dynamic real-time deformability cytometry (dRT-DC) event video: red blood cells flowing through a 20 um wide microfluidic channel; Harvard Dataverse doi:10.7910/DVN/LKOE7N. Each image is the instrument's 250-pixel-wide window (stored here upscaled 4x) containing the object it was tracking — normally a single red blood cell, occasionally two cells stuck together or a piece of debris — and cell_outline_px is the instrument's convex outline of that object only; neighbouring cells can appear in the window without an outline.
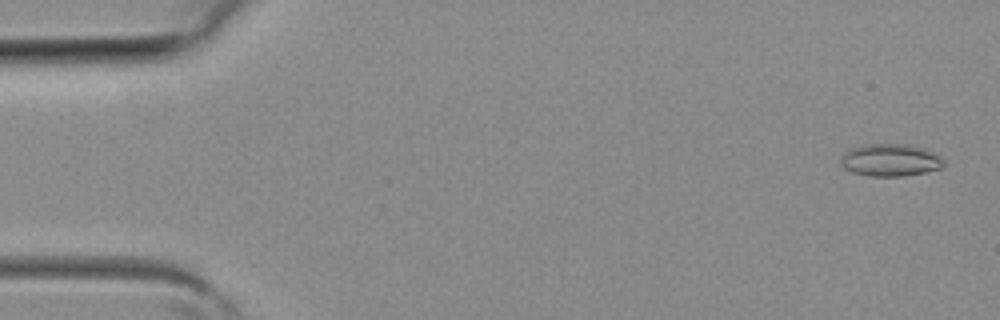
{"species": "common noctule bat (a hibernating species)", "species_latin": "Nyctalus noctula", "temperature_condition": "room temperature", "stored_images_in_passage": 3, "camera_frame_rate_fps": 3000, "um_per_image_px": 0.085, "animal": {"sex": "female", "body_mass_g": 19.3, "forearm_length_mm": 54.1}, "frame": {"image": 1, "passage_image": 1, "time_ms": 0.0, "image_size_px": [1000, 320], "cell_outline_px": [[944, 168], [904, 176], [868, 176], [852, 172], [844, 168], [840, 164], [840, 156], [844, 152], [852, 148], [864, 144], [908, 144], [924, 148], [940, 156], [944, 160]], "centroid_in_image_um": [75.67, 13.61], "position_along_channel_um": 9.3, "area_um2": 19.65}}